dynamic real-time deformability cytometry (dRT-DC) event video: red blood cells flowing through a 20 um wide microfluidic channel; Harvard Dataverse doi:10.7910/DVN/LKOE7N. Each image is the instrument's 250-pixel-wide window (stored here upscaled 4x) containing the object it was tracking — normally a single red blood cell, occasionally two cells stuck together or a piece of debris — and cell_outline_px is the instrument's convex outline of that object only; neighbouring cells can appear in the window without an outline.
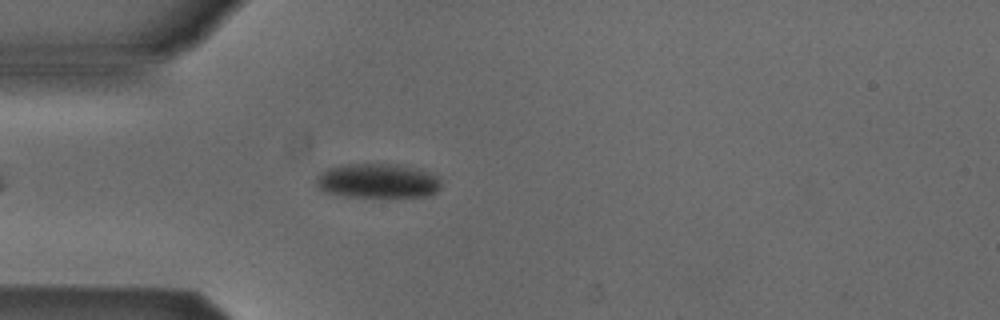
{"species": "Egyptian fruit bat (a non-hibernating species)", "species_latin": "Rousettus aegyptiacus", "temperature_condition": "cold", "stored_images_in_passage": 43, "camera_frame_rate_fps": 3000, "um_per_image_px": 0.085, "animal": {"sex": "male"}, "frame": {"image": 1, "passage_image": 8, "time_ms": 2.333, "image_size_px": [1000, 320], "cell_outline_px": [[440, 188], [436, 192], [428, 196], [344, 196], [324, 192], [316, 184], [316, 176], [320, 172], [328, 168], [348, 164], [396, 164], [420, 168], [440, 176]], "centroid_in_image_um": [32.13, 15.36], "position_along_channel_um": 52.9, "area_um2": 25.2}}
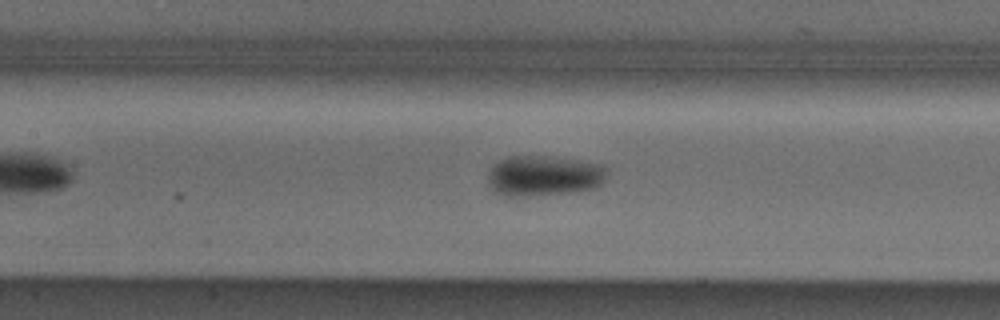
{"frame": {"image": 2, "passage_image": 17, "time_ms": 5.333, "image_size_px": [1000, 320], "cell_outline_px": [[608, 172], [604, 180], [596, 188], [572, 192], [528, 196], [504, 196], [492, 192], [488, 184], [488, 176], [492, 168], [500, 160], [508, 156], [548, 156], [576, 160], [600, 164], [608, 168]], "centroid_in_image_um": [46.22, 14.95], "position_along_channel_um": 161.2, "area_um2": 28.26}}
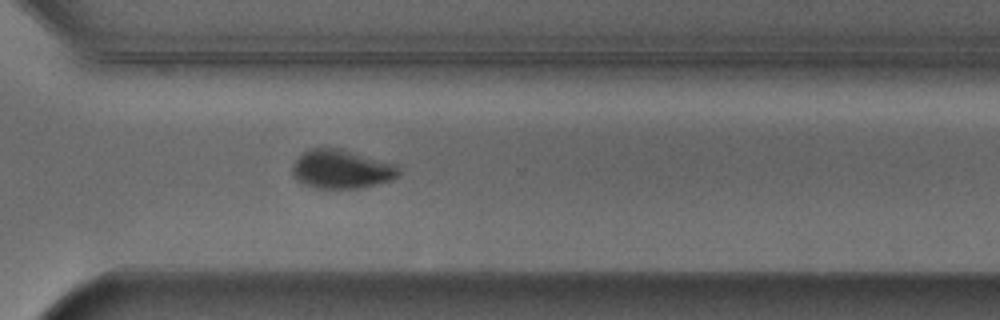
{"frame": {"image": 3, "passage_image": 31, "time_ms": 10.0, "image_size_px": [1000, 320], "cell_outline_px": [[400, 172], [392, 180], [360, 188], [316, 188], [304, 184], [296, 180], [292, 176], [292, 164], [304, 152], [312, 148], [336, 148], [396, 164], [400, 168]], "centroid_in_image_um": [29.0, 14.39], "position_along_channel_um": 341.6, "area_um2": 23.81}, "authors_computed_cell_mechanics": {"area_um2": 25.2008, "velocity_mm_per_s": 3.8707, "shape_relaxation_time_tau1_ms": 6.4246, "shape_relaxation_time_tau2_ms": null, "deformation_change_tau1": 0.1529, "deformation_change_tau2": null}}